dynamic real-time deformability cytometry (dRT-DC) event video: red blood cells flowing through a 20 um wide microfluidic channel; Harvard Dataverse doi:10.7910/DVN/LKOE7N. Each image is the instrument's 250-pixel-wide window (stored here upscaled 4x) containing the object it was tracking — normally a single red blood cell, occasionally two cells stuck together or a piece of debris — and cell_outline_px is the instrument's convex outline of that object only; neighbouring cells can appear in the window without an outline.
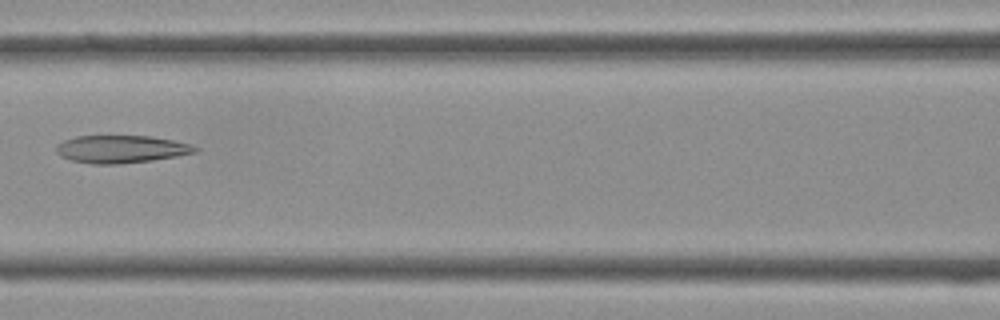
{"species": "Egyptian fruit bat (a non-hibernating species)", "species_latin": "Rousettus aegyptiacus", "temperature_condition": "cold", "stored_images_in_passage": 31, "camera_frame_rate_fps": 3000, "um_per_image_px": 0.085, "frame": {"image": 1, "passage_image": 9, "time_ms": 2.667, "image_size_px": [1000, 320], "cell_outline_px": [[200, 148], [196, 152], [176, 156], [152, 160], [116, 164], [92, 164], [72, 160], [60, 156], [56, 152], [56, 144], [64, 140], [76, 136], [152, 136], [172, 140], [188, 144]], "centroid_in_image_um": [10.26, 12.67], "position_along_channel_um": 156.3, "area_um2": 22.25}}
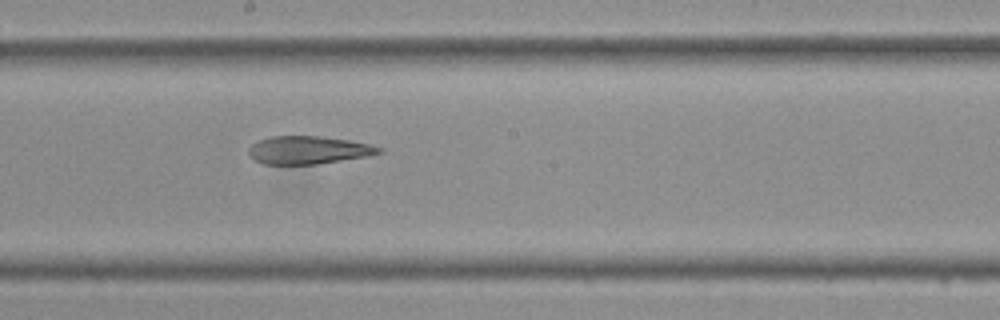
{"frame": {"image": 2, "passage_image": 13, "time_ms": 4.0, "image_size_px": [1000, 320], "cell_outline_px": [[384, 152], [368, 156], [316, 164], [264, 164], [252, 160], [248, 152], [248, 148], [252, 144], [268, 136], [320, 136], [348, 140], [368, 144], [384, 148]], "centroid_in_image_um": [26.19, 12.75], "position_along_channel_um": 222.0, "area_um2": 21.27}}
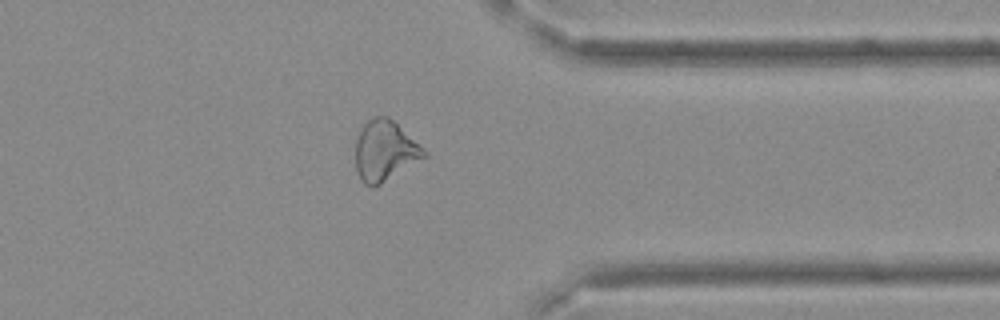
{"frame": {"image": 3, "passage_image": 23, "time_ms": 7.333, "image_size_px": [1000, 320], "cell_outline_px": [[428, 156], [380, 184], [372, 188], [364, 184], [360, 180], [356, 172], [356, 140], [364, 124], [372, 116], [388, 116], [428, 152]], "centroid_in_image_um": [32.71, 12.84], "position_along_channel_um": 378.7, "area_um2": 24.1}}